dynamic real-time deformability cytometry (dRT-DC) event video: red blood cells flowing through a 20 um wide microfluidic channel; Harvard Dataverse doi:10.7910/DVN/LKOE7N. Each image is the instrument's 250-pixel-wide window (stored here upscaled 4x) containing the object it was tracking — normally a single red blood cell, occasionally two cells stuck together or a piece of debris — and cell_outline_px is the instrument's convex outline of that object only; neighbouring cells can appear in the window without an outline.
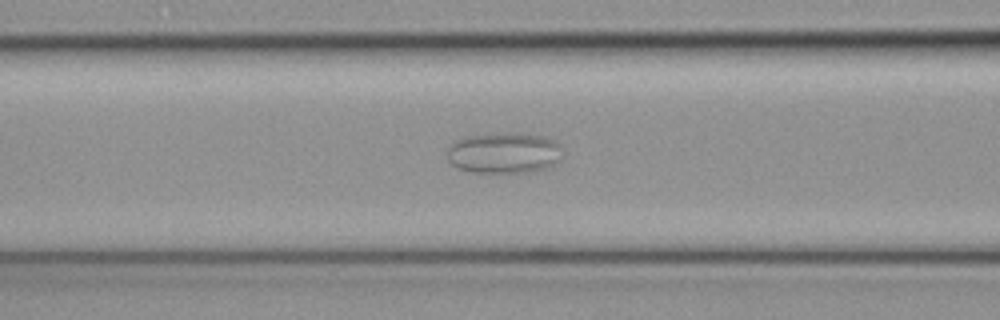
{"species": "common noctule bat (a hibernating species)", "species_latin": "Nyctalus noctula", "temperature_condition": "cold", "stored_images_in_passage": 39, "camera_frame_rate_fps": 3000, "um_per_image_px": 0.085, "animal": {"sex": "female", "body_mass_g": 19.3, "forearm_length_mm": 54.1}, "frame": {"image": 1, "passage_image": 13, "time_ms": 4.0, "image_size_px": [1000, 320], "cell_outline_px": [[564, 156], [556, 164], [532, 172], [472, 172], [456, 168], [448, 160], [448, 144], [456, 140], [468, 136], [512, 132], [544, 136], [560, 144]], "centroid_in_image_um": [42.86, 13.0], "position_along_channel_um": 123.7, "area_um2": 27.8}}
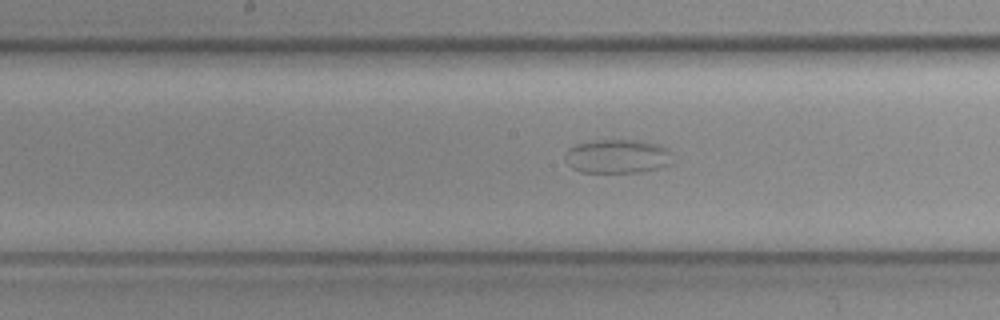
{"frame": {"image": 2, "passage_image": 19, "time_ms": 6.0, "image_size_px": [1000, 320], "cell_outline_px": [[676, 160], [672, 164], [660, 168], [640, 172], [580, 172], [572, 168], [564, 160], [564, 152], [568, 148], [576, 144], [596, 140], [644, 140], [660, 144], [668, 148]], "centroid_in_image_um": [52.53, 13.28], "position_along_channel_um": 195.7, "area_um2": 21.91}}
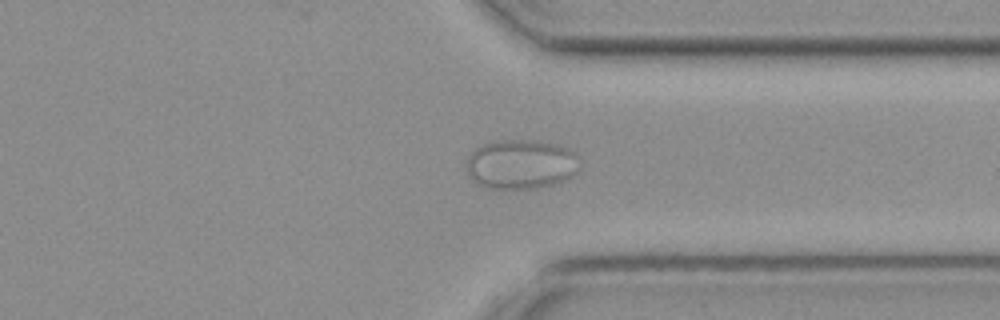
{"frame": {"image": 3, "passage_image": 33, "time_ms": 10.667, "image_size_px": [1000, 320], "cell_outline_px": [[580, 168], [572, 176], [556, 184], [536, 188], [488, 188], [476, 184], [472, 180], [464, 164], [468, 156], [476, 148], [484, 144], [496, 140], [532, 140], [552, 144], [568, 148], [576, 152]], "centroid_in_image_um": [44.27, 13.97], "position_along_channel_um": 367.1, "area_um2": 32.89}}